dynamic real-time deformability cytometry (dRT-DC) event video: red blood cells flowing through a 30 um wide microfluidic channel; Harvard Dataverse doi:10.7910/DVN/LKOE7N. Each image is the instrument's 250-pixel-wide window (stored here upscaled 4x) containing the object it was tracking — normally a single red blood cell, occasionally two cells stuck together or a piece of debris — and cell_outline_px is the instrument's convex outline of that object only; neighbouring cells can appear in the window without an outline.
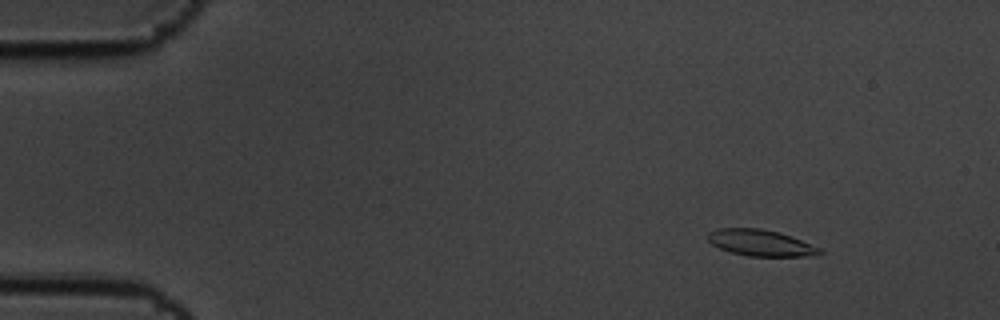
{"species": "common noctule bat (a hibernating species)", "species_latin": "Nyctalus noctula", "temperature_condition": "cold", "stored_images_in_passage": 4, "camera_frame_rate_fps": 3000, "um_per_image_px": 0.085, "animal": {"sex": "male", "body_mass_g": 19.5, "forearm_length_mm": 54.6}, "frame": {"image": 1, "passage_image": 1, "time_ms": 0.0, "image_size_px": [1000, 320], "cell_outline_px": [[824, 252], [820, 256], [748, 256], [732, 252], [720, 248], [712, 244], [708, 240], [708, 232], [720, 228], [760, 228], [780, 232], [792, 236], [820, 248]], "centroid_in_image_um": [64.71, 20.64], "position_along_channel_um": 20.3, "area_um2": 17.22}}
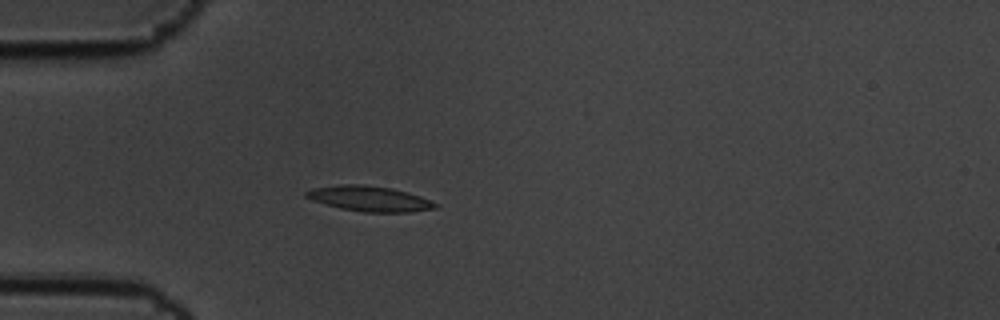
{"frame": {"image": 2, "passage_image": 3, "time_ms": 0.667, "image_size_px": [1000, 320], "cell_outline_px": [[440, 204], [436, 208], [408, 212], [364, 212], [340, 208], [312, 200], [304, 196], [304, 192], [312, 188], [344, 184], [364, 184], [392, 188], [408, 192], [420, 196]], "centroid_in_image_um": [31.41, 16.88], "position_along_channel_um": 53.6, "area_um2": 19.07}}